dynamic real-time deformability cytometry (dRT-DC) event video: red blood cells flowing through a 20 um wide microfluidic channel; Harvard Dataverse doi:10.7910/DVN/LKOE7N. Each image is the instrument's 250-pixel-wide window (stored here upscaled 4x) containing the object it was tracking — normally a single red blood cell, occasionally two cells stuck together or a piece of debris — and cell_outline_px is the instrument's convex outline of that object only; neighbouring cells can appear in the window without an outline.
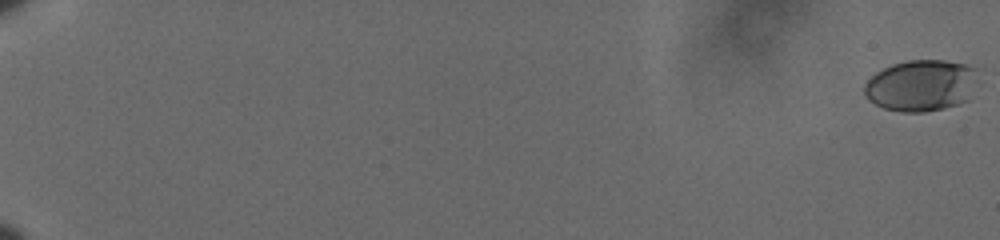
{"species": "human", "species_latin": "Homo sapiens", "temperature_condition": "cold", "stored_images_in_passage": 35, "camera_frame_rate_fps": 3000, "um_per_image_px": 0.085, "donor": {"sex": "male"}, "frame": {"image": 1, "passage_image": 1, "time_ms": 0.0, "image_size_px": [1000, 240], "cell_outline_px": [[976, 68], [968, 100], [944, 108], [924, 112], [900, 112], [884, 108], [868, 100], [864, 96], [864, 84], [876, 72], [892, 64], [908, 60], [944, 60], [964, 64]], "centroid_in_image_um": [78.22, 7.27], "position_along_channel_um": 6.8, "area_um2": 33.7}}
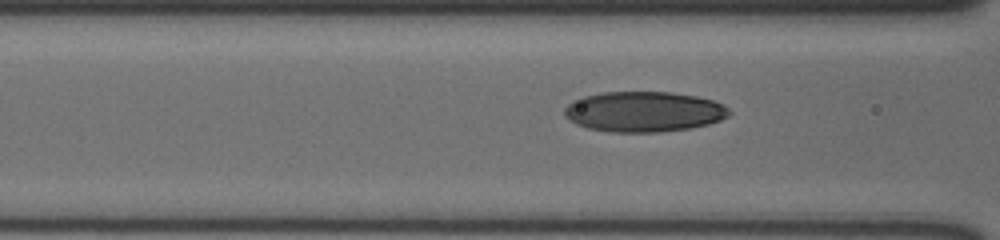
{"frame": {"image": 2, "passage_image": 30, "time_ms": 9.667, "image_size_px": [1000, 240], "cell_outline_px": [[732, 112], [728, 116], [720, 120], [708, 124], [688, 128], [660, 132], [612, 132], [588, 128], [576, 124], [568, 120], [564, 116], [564, 108], [572, 100], [584, 96], [600, 92], [672, 92], [696, 96], [712, 100], [724, 104]], "centroid_in_image_um": [54.71, 9.49], "position_along_channel_um": 111.9, "area_um2": 38.96}}
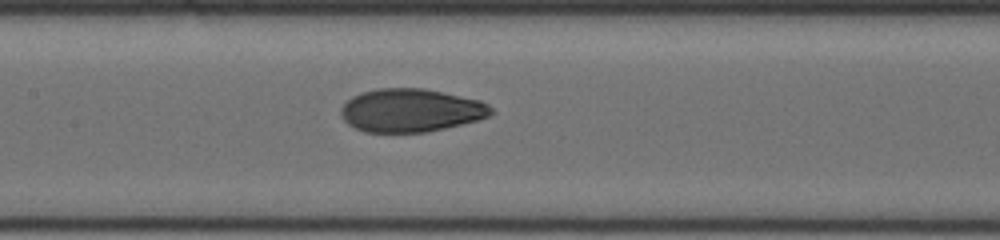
{"frame": {"image": 3, "passage_image": 35, "time_ms": 11.333, "image_size_px": [1000, 240], "cell_outline_px": [[496, 112], [488, 116], [476, 120], [428, 132], [364, 132], [348, 124], [344, 120], [340, 112], [340, 108], [352, 96], [376, 88], [424, 88], [480, 100], [488, 104]], "centroid_in_image_um": [34.92, 9.38], "position_along_channel_um": 172.5, "area_um2": 37.74}}